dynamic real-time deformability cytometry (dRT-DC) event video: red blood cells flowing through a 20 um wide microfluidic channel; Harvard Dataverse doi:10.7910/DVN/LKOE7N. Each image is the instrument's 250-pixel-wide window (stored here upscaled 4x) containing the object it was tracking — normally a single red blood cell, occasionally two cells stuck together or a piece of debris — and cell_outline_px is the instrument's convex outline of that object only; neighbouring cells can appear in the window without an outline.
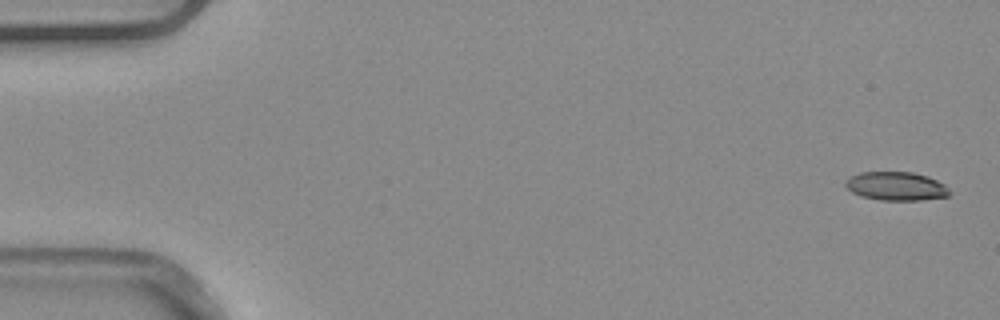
{"species": "common noctule bat (a hibernating species)", "species_latin": "Nyctalus noctula", "temperature_condition": "warm", "stored_images_in_passage": 7, "camera_frame_rate_fps": 3000, "um_per_image_px": 0.085, "animal": {"sex": "male", "body_mass_g": 20.4}, "frame": {"image": 1, "passage_image": 1, "time_ms": 0.0, "image_size_px": [1000, 320], "cell_outline_px": [[952, 192], [948, 196], [920, 200], [880, 200], [860, 196], [852, 192], [844, 184], [844, 180], [848, 176], [860, 172], [912, 172], [928, 176], [944, 184]], "centroid_in_image_um": [76.14, 15.82], "position_along_channel_um": 8.9, "area_um2": 17.51}}
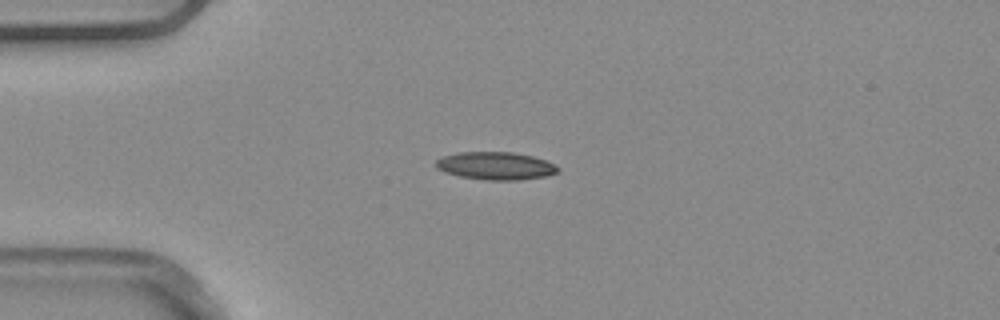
{"frame": {"image": 2, "passage_image": 3, "time_ms": 0.667, "image_size_px": [1000, 320], "cell_outline_px": [[560, 172], [548, 176], [520, 180], [488, 180], [460, 176], [444, 172], [436, 168], [432, 164], [436, 160], [444, 156], [456, 152], [512, 152], [532, 156], [544, 160], [560, 168]], "centroid_in_image_um": [42.11, 14.1], "position_along_channel_um": 42.9, "area_um2": 19.88}}